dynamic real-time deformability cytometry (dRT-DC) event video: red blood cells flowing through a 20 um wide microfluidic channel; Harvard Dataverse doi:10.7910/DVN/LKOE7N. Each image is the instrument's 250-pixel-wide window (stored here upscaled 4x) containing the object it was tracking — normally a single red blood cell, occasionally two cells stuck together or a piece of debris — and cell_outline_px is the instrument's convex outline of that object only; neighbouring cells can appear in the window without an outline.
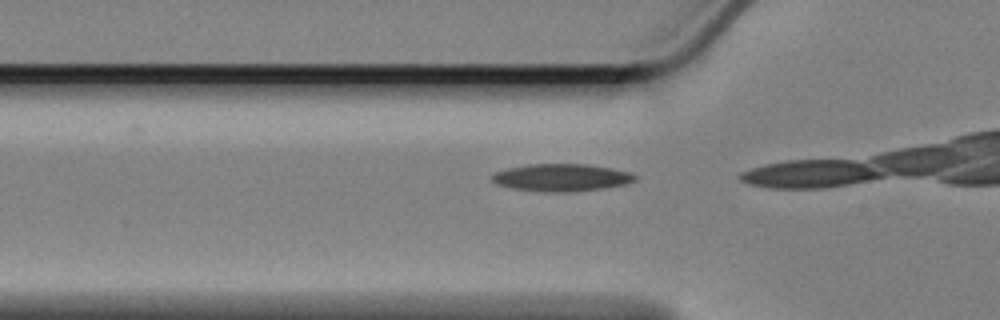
{"species": "Egyptian fruit bat (a non-hibernating species)", "species_latin": "Rousettus aegyptiacus", "temperature_condition": "cold", "stored_images_in_passage": 6, "camera_frame_rate_fps": 3000, "um_per_image_px": 0.085, "animal": {"sex": "female"}, "frame": {"image": 1, "passage_image": 4, "time_ms": 1.0, "image_size_px": [1000, 320], "cell_outline_px": [[636, 180], [624, 184], [600, 188], [568, 192], [552, 192], [512, 188], [496, 184], [492, 180], [492, 176], [496, 172], [508, 168], [528, 164], [588, 164], [612, 168], [632, 172], [636, 176]], "centroid_in_image_um": [47.74, 15.08], "position_along_channel_um": 78.1, "area_um2": 22.6}}